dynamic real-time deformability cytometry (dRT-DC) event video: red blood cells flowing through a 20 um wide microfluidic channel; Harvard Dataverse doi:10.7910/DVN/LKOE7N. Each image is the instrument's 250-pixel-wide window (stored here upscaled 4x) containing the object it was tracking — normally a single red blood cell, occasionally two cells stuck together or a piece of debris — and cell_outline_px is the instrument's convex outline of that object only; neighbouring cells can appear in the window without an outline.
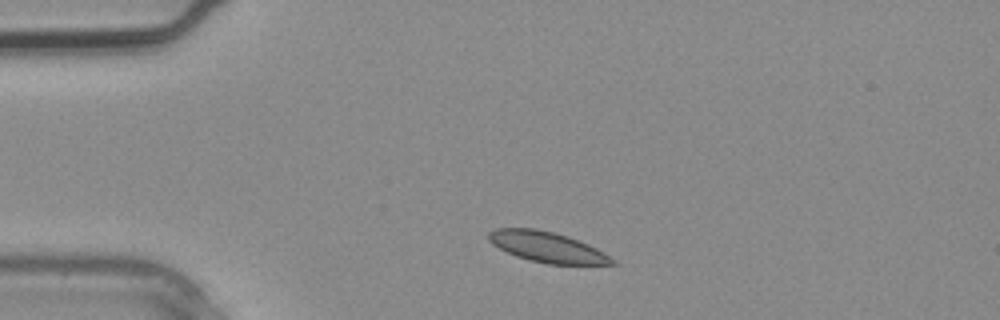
{"species": "common noctule bat (a hibernating species)", "species_latin": "Nyctalus noctula", "temperature_condition": "warm", "stored_images_in_passage": 1, "camera_frame_rate_fps": 3000, "um_per_image_px": 0.085, "animal": {"sex": "male", "body_mass_g": 20.4}, "frame": {"image": 1, "passage_image": 1, "time_ms": 0.0, "image_size_px": [1000, 320], "cell_outline_px": [[620, 264], [548, 264], [516, 256], [492, 244], [488, 240], [488, 232], [496, 228], [536, 228], [568, 236], [588, 244], [604, 252], [616, 260]], "centroid_in_image_um": [46.52, 20.99], "position_along_channel_um": 38.5, "area_um2": 21.85}}